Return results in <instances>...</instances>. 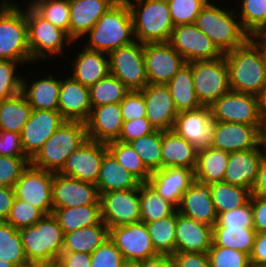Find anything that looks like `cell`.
<instances>
[{
	"label": "cell",
	"mask_w": 266,
	"mask_h": 267,
	"mask_svg": "<svg viewBox=\"0 0 266 267\" xmlns=\"http://www.w3.org/2000/svg\"><path fill=\"white\" fill-rule=\"evenodd\" d=\"M230 90L257 95L266 86V41L250 37L224 54Z\"/></svg>",
	"instance_id": "1"
},
{
	"label": "cell",
	"mask_w": 266,
	"mask_h": 267,
	"mask_svg": "<svg viewBox=\"0 0 266 267\" xmlns=\"http://www.w3.org/2000/svg\"><path fill=\"white\" fill-rule=\"evenodd\" d=\"M85 48L110 54L113 50L135 41L133 21L128 3L118 0L85 35Z\"/></svg>",
	"instance_id": "2"
},
{
	"label": "cell",
	"mask_w": 266,
	"mask_h": 267,
	"mask_svg": "<svg viewBox=\"0 0 266 267\" xmlns=\"http://www.w3.org/2000/svg\"><path fill=\"white\" fill-rule=\"evenodd\" d=\"M219 3L209 0L194 24L225 54L243 45L251 36L242 27L235 8H223Z\"/></svg>",
	"instance_id": "3"
},
{
	"label": "cell",
	"mask_w": 266,
	"mask_h": 267,
	"mask_svg": "<svg viewBox=\"0 0 266 267\" xmlns=\"http://www.w3.org/2000/svg\"><path fill=\"white\" fill-rule=\"evenodd\" d=\"M131 11L135 41L168 42L175 25L167 0H125Z\"/></svg>",
	"instance_id": "4"
},
{
	"label": "cell",
	"mask_w": 266,
	"mask_h": 267,
	"mask_svg": "<svg viewBox=\"0 0 266 267\" xmlns=\"http://www.w3.org/2000/svg\"><path fill=\"white\" fill-rule=\"evenodd\" d=\"M24 8L15 1L0 0V59L33 64Z\"/></svg>",
	"instance_id": "5"
},
{
	"label": "cell",
	"mask_w": 266,
	"mask_h": 267,
	"mask_svg": "<svg viewBox=\"0 0 266 267\" xmlns=\"http://www.w3.org/2000/svg\"><path fill=\"white\" fill-rule=\"evenodd\" d=\"M87 139L85 122L66 120L30 159V164L58 173L69 155Z\"/></svg>",
	"instance_id": "6"
},
{
	"label": "cell",
	"mask_w": 266,
	"mask_h": 267,
	"mask_svg": "<svg viewBox=\"0 0 266 267\" xmlns=\"http://www.w3.org/2000/svg\"><path fill=\"white\" fill-rule=\"evenodd\" d=\"M28 261L58 260L64 245V233L53 214L44 215L34 226L19 230Z\"/></svg>",
	"instance_id": "7"
},
{
	"label": "cell",
	"mask_w": 266,
	"mask_h": 267,
	"mask_svg": "<svg viewBox=\"0 0 266 267\" xmlns=\"http://www.w3.org/2000/svg\"><path fill=\"white\" fill-rule=\"evenodd\" d=\"M28 25V45L31 61L50 59L51 56L65 54L66 45L73 46L68 34L41 17L28 3L26 4Z\"/></svg>",
	"instance_id": "8"
},
{
	"label": "cell",
	"mask_w": 266,
	"mask_h": 267,
	"mask_svg": "<svg viewBox=\"0 0 266 267\" xmlns=\"http://www.w3.org/2000/svg\"><path fill=\"white\" fill-rule=\"evenodd\" d=\"M192 77L197 98L203 106H210L230 91L224 55L212 60L193 61Z\"/></svg>",
	"instance_id": "9"
},
{
	"label": "cell",
	"mask_w": 266,
	"mask_h": 267,
	"mask_svg": "<svg viewBox=\"0 0 266 267\" xmlns=\"http://www.w3.org/2000/svg\"><path fill=\"white\" fill-rule=\"evenodd\" d=\"M110 74L119 79L130 91L142 90L148 85L144 62V44H132L109 54Z\"/></svg>",
	"instance_id": "10"
},
{
	"label": "cell",
	"mask_w": 266,
	"mask_h": 267,
	"mask_svg": "<svg viewBox=\"0 0 266 267\" xmlns=\"http://www.w3.org/2000/svg\"><path fill=\"white\" fill-rule=\"evenodd\" d=\"M53 180V172L29 164L13 187L15 197L32 204L45 215L52 214Z\"/></svg>",
	"instance_id": "11"
},
{
	"label": "cell",
	"mask_w": 266,
	"mask_h": 267,
	"mask_svg": "<svg viewBox=\"0 0 266 267\" xmlns=\"http://www.w3.org/2000/svg\"><path fill=\"white\" fill-rule=\"evenodd\" d=\"M99 202L101 219L109 228L141 222L140 186L103 193Z\"/></svg>",
	"instance_id": "12"
},
{
	"label": "cell",
	"mask_w": 266,
	"mask_h": 267,
	"mask_svg": "<svg viewBox=\"0 0 266 267\" xmlns=\"http://www.w3.org/2000/svg\"><path fill=\"white\" fill-rule=\"evenodd\" d=\"M209 107L212 119L217 122L261 125L256 95L230 90Z\"/></svg>",
	"instance_id": "13"
},
{
	"label": "cell",
	"mask_w": 266,
	"mask_h": 267,
	"mask_svg": "<svg viewBox=\"0 0 266 267\" xmlns=\"http://www.w3.org/2000/svg\"><path fill=\"white\" fill-rule=\"evenodd\" d=\"M168 43L187 63L212 60L224 55L194 23L175 26Z\"/></svg>",
	"instance_id": "14"
},
{
	"label": "cell",
	"mask_w": 266,
	"mask_h": 267,
	"mask_svg": "<svg viewBox=\"0 0 266 267\" xmlns=\"http://www.w3.org/2000/svg\"><path fill=\"white\" fill-rule=\"evenodd\" d=\"M107 152L106 143L87 139L69 155L58 173L96 184L104 155Z\"/></svg>",
	"instance_id": "15"
},
{
	"label": "cell",
	"mask_w": 266,
	"mask_h": 267,
	"mask_svg": "<svg viewBox=\"0 0 266 267\" xmlns=\"http://www.w3.org/2000/svg\"><path fill=\"white\" fill-rule=\"evenodd\" d=\"M144 62L149 84L166 85L187 63L168 43H145Z\"/></svg>",
	"instance_id": "16"
},
{
	"label": "cell",
	"mask_w": 266,
	"mask_h": 267,
	"mask_svg": "<svg viewBox=\"0 0 266 267\" xmlns=\"http://www.w3.org/2000/svg\"><path fill=\"white\" fill-rule=\"evenodd\" d=\"M109 238L121 251L125 261L136 263L158 255L144 222L110 227Z\"/></svg>",
	"instance_id": "17"
},
{
	"label": "cell",
	"mask_w": 266,
	"mask_h": 267,
	"mask_svg": "<svg viewBox=\"0 0 266 267\" xmlns=\"http://www.w3.org/2000/svg\"><path fill=\"white\" fill-rule=\"evenodd\" d=\"M215 127L216 120L212 119L210 107L202 106L179 112L172 130L200 150L210 146Z\"/></svg>",
	"instance_id": "18"
},
{
	"label": "cell",
	"mask_w": 266,
	"mask_h": 267,
	"mask_svg": "<svg viewBox=\"0 0 266 267\" xmlns=\"http://www.w3.org/2000/svg\"><path fill=\"white\" fill-rule=\"evenodd\" d=\"M100 195L94 183L54 173L53 208L100 205Z\"/></svg>",
	"instance_id": "19"
},
{
	"label": "cell",
	"mask_w": 266,
	"mask_h": 267,
	"mask_svg": "<svg viewBox=\"0 0 266 267\" xmlns=\"http://www.w3.org/2000/svg\"><path fill=\"white\" fill-rule=\"evenodd\" d=\"M261 128L262 125L216 121L210 146L229 153L261 148Z\"/></svg>",
	"instance_id": "20"
},
{
	"label": "cell",
	"mask_w": 266,
	"mask_h": 267,
	"mask_svg": "<svg viewBox=\"0 0 266 267\" xmlns=\"http://www.w3.org/2000/svg\"><path fill=\"white\" fill-rule=\"evenodd\" d=\"M64 121L59 111L33 109L20 133L25 155L31 159Z\"/></svg>",
	"instance_id": "21"
},
{
	"label": "cell",
	"mask_w": 266,
	"mask_h": 267,
	"mask_svg": "<svg viewBox=\"0 0 266 267\" xmlns=\"http://www.w3.org/2000/svg\"><path fill=\"white\" fill-rule=\"evenodd\" d=\"M123 125L120 103L93 107L85 121L87 138L100 143L117 141Z\"/></svg>",
	"instance_id": "22"
},
{
	"label": "cell",
	"mask_w": 266,
	"mask_h": 267,
	"mask_svg": "<svg viewBox=\"0 0 266 267\" xmlns=\"http://www.w3.org/2000/svg\"><path fill=\"white\" fill-rule=\"evenodd\" d=\"M146 118L157 130H172L178 111L169 89L162 84H148L142 90Z\"/></svg>",
	"instance_id": "23"
},
{
	"label": "cell",
	"mask_w": 266,
	"mask_h": 267,
	"mask_svg": "<svg viewBox=\"0 0 266 267\" xmlns=\"http://www.w3.org/2000/svg\"><path fill=\"white\" fill-rule=\"evenodd\" d=\"M177 212L213 227L216 223L217 213L211 199V184L194 179L183 193Z\"/></svg>",
	"instance_id": "24"
},
{
	"label": "cell",
	"mask_w": 266,
	"mask_h": 267,
	"mask_svg": "<svg viewBox=\"0 0 266 267\" xmlns=\"http://www.w3.org/2000/svg\"><path fill=\"white\" fill-rule=\"evenodd\" d=\"M118 0H69V38L74 42L82 40L95 26L98 19Z\"/></svg>",
	"instance_id": "25"
},
{
	"label": "cell",
	"mask_w": 266,
	"mask_h": 267,
	"mask_svg": "<svg viewBox=\"0 0 266 267\" xmlns=\"http://www.w3.org/2000/svg\"><path fill=\"white\" fill-rule=\"evenodd\" d=\"M66 77L60 79L58 111L65 120L85 122L92 110L89 87Z\"/></svg>",
	"instance_id": "26"
},
{
	"label": "cell",
	"mask_w": 266,
	"mask_h": 267,
	"mask_svg": "<svg viewBox=\"0 0 266 267\" xmlns=\"http://www.w3.org/2000/svg\"><path fill=\"white\" fill-rule=\"evenodd\" d=\"M213 227L186 217L176 210V252L208 253Z\"/></svg>",
	"instance_id": "27"
},
{
	"label": "cell",
	"mask_w": 266,
	"mask_h": 267,
	"mask_svg": "<svg viewBox=\"0 0 266 267\" xmlns=\"http://www.w3.org/2000/svg\"><path fill=\"white\" fill-rule=\"evenodd\" d=\"M194 179V170L192 169L179 167L161 168L152 173L148 183L160 196L177 208L183 193Z\"/></svg>",
	"instance_id": "28"
},
{
	"label": "cell",
	"mask_w": 266,
	"mask_h": 267,
	"mask_svg": "<svg viewBox=\"0 0 266 267\" xmlns=\"http://www.w3.org/2000/svg\"><path fill=\"white\" fill-rule=\"evenodd\" d=\"M262 148L230 152L223 182L251 191L258 174Z\"/></svg>",
	"instance_id": "29"
},
{
	"label": "cell",
	"mask_w": 266,
	"mask_h": 267,
	"mask_svg": "<svg viewBox=\"0 0 266 267\" xmlns=\"http://www.w3.org/2000/svg\"><path fill=\"white\" fill-rule=\"evenodd\" d=\"M72 62L70 76L87 87L96 84L110 73L109 55L99 51L84 47Z\"/></svg>",
	"instance_id": "30"
},
{
	"label": "cell",
	"mask_w": 266,
	"mask_h": 267,
	"mask_svg": "<svg viewBox=\"0 0 266 267\" xmlns=\"http://www.w3.org/2000/svg\"><path fill=\"white\" fill-rule=\"evenodd\" d=\"M197 149L173 130H162L161 168L195 170Z\"/></svg>",
	"instance_id": "31"
},
{
	"label": "cell",
	"mask_w": 266,
	"mask_h": 267,
	"mask_svg": "<svg viewBox=\"0 0 266 267\" xmlns=\"http://www.w3.org/2000/svg\"><path fill=\"white\" fill-rule=\"evenodd\" d=\"M53 76L49 73L45 78L39 77L40 79H34L30 82L29 80L26 81V77L23 76L22 93L32 109L58 111L60 79Z\"/></svg>",
	"instance_id": "32"
},
{
	"label": "cell",
	"mask_w": 266,
	"mask_h": 267,
	"mask_svg": "<svg viewBox=\"0 0 266 267\" xmlns=\"http://www.w3.org/2000/svg\"><path fill=\"white\" fill-rule=\"evenodd\" d=\"M99 195L110 191L139 188L141 182L129 173L108 151L103 158L98 180L95 184Z\"/></svg>",
	"instance_id": "33"
},
{
	"label": "cell",
	"mask_w": 266,
	"mask_h": 267,
	"mask_svg": "<svg viewBox=\"0 0 266 267\" xmlns=\"http://www.w3.org/2000/svg\"><path fill=\"white\" fill-rule=\"evenodd\" d=\"M179 112L196 110L203 105L197 98L192 77V62L186 63L166 84Z\"/></svg>",
	"instance_id": "34"
},
{
	"label": "cell",
	"mask_w": 266,
	"mask_h": 267,
	"mask_svg": "<svg viewBox=\"0 0 266 267\" xmlns=\"http://www.w3.org/2000/svg\"><path fill=\"white\" fill-rule=\"evenodd\" d=\"M229 152L207 147L197 151L195 179L212 184L222 182L227 168Z\"/></svg>",
	"instance_id": "35"
},
{
	"label": "cell",
	"mask_w": 266,
	"mask_h": 267,
	"mask_svg": "<svg viewBox=\"0 0 266 267\" xmlns=\"http://www.w3.org/2000/svg\"><path fill=\"white\" fill-rule=\"evenodd\" d=\"M108 237L109 227L101 220L98 224L64 234L62 252L92 254Z\"/></svg>",
	"instance_id": "36"
},
{
	"label": "cell",
	"mask_w": 266,
	"mask_h": 267,
	"mask_svg": "<svg viewBox=\"0 0 266 267\" xmlns=\"http://www.w3.org/2000/svg\"><path fill=\"white\" fill-rule=\"evenodd\" d=\"M52 214L64 234L86 226L98 224L102 220L100 205L53 208Z\"/></svg>",
	"instance_id": "37"
},
{
	"label": "cell",
	"mask_w": 266,
	"mask_h": 267,
	"mask_svg": "<svg viewBox=\"0 0 266 267\" xmlns=\"http://www.w3.org/2000/svg\"><path fill=\"white\" fill-rule=\"evenodd\" d=\"M32 107L20 92L0 101V130L21 133L30 118Z\"/></svg>",
	"instance_id": "38"
},
{
	"label": "cell",
	"mask_w": 266,
	"mask_h": 267,
	"mask_svg": "<svg viewBox=\"0 0 266 267\" xmlns=\"http://www.w3.org/2000/svg\"><path fill=\"white\" fill-rule=\"evenodd\" d=\"M177 208L160 196L149 183L140 185L141 222L149 223L171 216Z\"/></svg>",
	"instance_id": "39"
},
{
	"label": "cell",
	"mask_w": 266,
	"mask_h": 267,
	"mask_svg": "<svg viewBox=\"0 0 266 267\" xmlns=\"http://www.w3.org/2000/svg\"><path fill=\"white\" fill-rule=\"evenodd\" d=\"M27 261L19 230L0 221V267H15Z\"/></svg>",
	"instance_id": "40"
},
{
	"label": "cell",
	"mask_w": 266,
	"mask_h": 267,
	"mask_svg": "<svg viewBox=\"0 0 266 267\" xmlns=\"http://www.w3.org/2000/svg\"><path fill=\"white\" fill-rule=\"evenodd\" d=\"M256 234L254 228L213 227L212 242L216 246L232 248L250 256Z\"/></svg>",
	"instance_id": "41"
},
{
	"label": "cell",
	"mask_w": 266,
	"mask_h": 267,
	"mask_svg": "<svg viewBox=\"0 0 266 267\" xmlns=\"http://www.w3.org/2000/svg\"><path fill=\"white\" fill-rule=\"evenodd\" d=\"M251 197L249 189L226 182L211 184V199L217 214L245 205Z\"/></svg>",
	"instance_id": "42"
},
{
	"label": "cell",
	"mask_w": 266,
	"mask_h": 267,
	"mask_svg": "<svg viewBox=\"0 0 266 267\" xmlns=\"http://www.w3.org/2000/svg\"><path fill=\"white\" fill-rule=\"evenodd\" d=\"M145 224L157 254L176 253V211L167 218Z\"/></svg>",
	"instance_id": "43"
},
{
	"label": "cell",
	"mask_w": 266,
	"mask_h": 267,
	"mask_svg": "<svg viewBox=\"0 0 266 267\" xmlns=\"http://www.w3.org/2000/svg\"><path fill=\"white\" fill-rule=\"evenodd\" d=\"M237 17L251 37H261L266 32V0H239ZM240 9V10H239Z\"/></svg>",
	"instance_id": "44"
},
{
	"label": "cell",
	"mask_w": 266,
	"mask_h": 267,
	"mask_svg": "<svg viewBox=\"0 0 266 267\" xmlns=\"http://www.w3.org/2000/svg\"><path fill=\"white\" fill-rule=\"evenodd\" d=\"M130 90L112 74L89 87L91 107L120 103Z\"/></svg>",
	"instance_id": "45"
},
{
	"label": "cell",
	"mask_w": 266,
	"mask_h": 267,
	"mask_svg": "<svg viewBox=\"0 0 266 267\" xmlns=\"http://www.w3.org/2000/svg\"><path fill=\"white\" fill-rule=\"evenodd\" d=\"M108 151L115 159L141 183H148L152 172L145 166L142 159L129 143L112 141L107 143Z\"/></svg>",
	"instance_id": "46"
},
{
	"label": "cell",
	"mask_w": 266,
	"mask_h": 267,
	"mask_svg": "<svg viewBox=\"0 0 266 267\" xmlns=\"http://www.w3.org/2000/svg\"><path fill=\"white\" fill-rule=\"evenodd\" d=\"M27 3L41 17L64 30L69 36V0H30Z\"/></svg>",
	"instance_id": "47"
},
{
	"label": "cell",
	"mask_w": 266,
	"mask_h": 267,
	"mask_svg": "<svg viewBox=\"0 0 266 267\" xmlns=\"http://www.w3.org/2000/svg\"><path fill=\"white\" fill-rule=\"evenodd\" d=\"M129 144L152 173L161 169L162 130L156 129L148 135L129 142Z\"/></svg>",
	"instance_id": "48"
},
{
	"label": "cell",
	"mask_w": 266,
	"mask_h": 267,
	"mask_svg": "<svg viewBox=\"0 0 266 267\" xmlns=\"http://www.w3.org/2000/svg\"><path fill=\"white\" fill-rule=\"evenodd\" d=\"M45 214L32 204L15 198L6 223L20 230L34 226Z\"/></svg>",
	"instance_id": "49"
},
{
	"label": "cell",
	"mask_w": 266,
	"mask_h": 267,
	"mask_svg": "<svg viewBox=\"0 0 266 267\" xmlns=\"http://www.w3.org/2000/svg\"><path fill=\"white\" fill-rule=\"evenodd\" d=\"M211 267H251L250 256L244 252L216 246L213 242L208 251Z\"/></svg>",
	"instance_id": "50"
},
{
	"label": "cell",
	"mask_w": 266,
	"mask_h": 267,
	"mask_svg": "<svg viewBox=\"0 0 266 267\" xmlns=\"http://www.w3.org/2000/svg\"><path fill=\"white\" fill-rule=\"evenodd\" d=\"M19 64L23 65V63L0 59V101L22 92L23 76H19L16 70L20 67Z\"/></svg>",
	"instance_id": "51"
},
{
	"label": "cell",
	"mask_w": 266,
	"mask_h": 267,
	"mask_svg": "<svg viewBox=\"0 0 266 267\" xmlns=\"http://www.w3.org/2000/svg\"><path fill=\"white\" fill-rule=\"evenodd\" d=\"M209 0H167L175 26L195 23L196 17Z\"/></svg>",
	"instance_id": "52"
},
{
	"label": "cell",
	"mask_w": 266,
	"mask_h": 267,
	"mask_svg": "<svg viewBox=\"0 0 266 267\" xmlns=\"http://www.w3.org/2000/svg\"><path fill=\"white\" fill-rule=\"evenodd\" d=\"M213 227L254 228L251 197L245 205L217 214L216 223Z\"/></svg>",
	"instance_id": "53"
},
{
	"label": "cell",
	"mask_w": 266,
	"mask_h": 267,
	"mask_svg": "<svg viewBox=\"0 0 266 267\" xmlns=\"http://www.w3.org/2000/svg\"><path fill=\"white\" fill-rule=\"evenodd\" d=\"M29 164L30 159L28 157L0 155V186L13 188Z\"/></svg>",
	"instance_id": "54"
},
{
	"label": "cell",
	"mask_w": 266,
	"mask_h": 267,
	"mask_svg": "<svg viewBox=\"0 0 266 267\" xmlns=\"http://www.w3.org/2000/svg\"><path fill=\"white\" fill-rule=\"evenodd\" d=\"M123 262L121 251L109 237L91 254V267H120Z\"/></svg>",
	"instance_id": "55"
},
{
	"label": "cell",
	"mask_w": 266,
	"mask_h": 267,
	"mask_svg": "<svg viewBox=\"0 0 266 267\" xmlns=\"http://www.w3.org/2000/svg\"><path fill=\"white\" fill-rule=\"evenodd\" d=\"M123 121L146 117V106L140 90L129 91L120 102Z\"/></svg>",
	"instance_id": "56"
},
{
	"label": "cell",
	"mask_w": 266,
	"mask_h": 267,
	"mask_svg": "<svg viewBox=\"0 0 266 267\" xmlns=\"http://www.w3.org/2000/svg\"><path fill=\"white\" fill-rule=\"evenodd\" d=\"M155 130V127L146 117L123 121L122 129L117 141L129 143L142 136L148 135Z\"/></svg>",
	"instance_id": "57"
},
{
	"label": "cell",
	"mask_w": 266,
	"mask_h": 267,
	"mask_svg": "<svg viewBox=\"0 0 266 267\" xmlns=\"http://www.w3.org/2000/svg\"><path fill=\"white\" fill-rule=\"evenodd\" d=\"M0 155L9 157H27L22 149L20 133L0 130Z\"/></svg>",
	"instance_id": "58"
},
{
	"label": "cell",
	"mask_w": 266,
	"mask_h": 267,
	"mask_svg": "<svg viewBox=\"0 0 266 267\" xmlns=\"http://www.w3.org/2000/svg\"><path fill=\"white\" fill-rule=\"evenodd\" d=\"M172 257L175 267H211L208 253L176 252Z\"/></svg>",
	"instance_id": "59"
},
{
	"label": "cell",
	"mask_w": 266,
	"mask_h": 267,
	"mask_svg": "<svg viewBox=\"0 0 266 267\" xmlns=\"http://www.w3.org/2000/svg\"><path fill=\"white\" fill-rule=\"evenodd\" d=\"M253 225L257 233H266V197L251 196Z\"/></svg>",
	"instance_id": "60"
},
{
	"label": "cell",
	"mask_w": 266,
	"mask_h": 267,
	"mask_svg": "<svg viewBox=\"0 0 266 267\" xmlns=\"http://www.w3.org/2000/svg\"><path fill=\"white\" fill-rule=\"evenodd\" d=\"M251 267H266V233H257L250 254Z\"/></svg>",
	"instance_id": "61"
},
{
	"label": "cell",
	"mask_w": 266,
	"mask_h": 267,
	"mask_svg": "<svg viewBox=\"0 0 266 267\" xmlns=\"http://www.w3.org/2000/svg\"><path fill=\"white\" fill-rule=\"evenodd\" d=\"M58 261L63 267H91V254L61 252Z\"/></svg>",
	"instance_id": "62"
},
{
	"label": "cell",
	"mask_w": 266,
	"mask_h": 267,
	"mask_svg": "<svg viewBox=\"0 0 266 267\" xmlns=\"http://www.w3.org/2000/svg\"><path fill=\"white\" fill-rule=\"evenodd\" d=\"M15 192L12 187L0 186V221H6L15 201Z\"/></svg>",
	"instance_id": "63"
},
{
	"label": "cell",
	"mask_w": 266,
	"mask_h": 267,
	"mask_svg": "<svg viewBox=\"0 0 266 267\" xmlns=\"http://www.w3.org/2000/svg\"><path fill=\"white\" fill-rule=\"evenodd\" d=\"M251 196L266 197V155L263 153L256 181L251 189Z\"/></svg>",
	"instance_id": "64"
},
{
	"label": "cell",
	"mask_w": 266,
	"mask_h": 267,
	"mask_svg": "<svg viewBox=\"0 0 266 267\" xmlns=\"http://www.w3.org/2000/svg\"><path fill=\"white\" fill-rule=\"evenodd\" d=\"M137 267H175L172 256L157 255L149 259L136 262Z\"/></svg>",
	"instance_id": "65"
},
{
	"label": "cell",
	"mask_w": 266,
	"mask_h": 267,
	"mask_svg": "<svg viewBox=\"0 0 266 267\" xmlns=\"http://www.w3.org/2000/svg\"><path fill=\"white\" fill-rule=\"evenodd\" d=\"M259 115L262 127L266 126V86L257 95Z\"/></svg>",
	"instance_id": "66"
},
{
	"label": "cell",
	"mask_w": 266,
	"mask_h": 267,
	"mask_svg": "<svg viewBox=\"0 0 266 267\" xmlns=\"http://www.w3.org/2000/svg\"><path fill=\"white\" fill-rule=\"evenodd\" d=\"M37 267H63L58 260L37 262Z\"/></svg>",
	"instance_id": "67"
},
{
	"label": "cell",
	"mask_w": 266,
	"mask_h": 267,
	"mask_svg": "<svg viewBox=\"0 0 266 267\" xmlns=\"http://www.w3.org/2000/svg\"><path fill=\"white\" fill-rule=\"evenodd\" d=\"M260 145H261V148H262L263 153L266 155V126H264V127L261 128Z\"/></svg>",
	"instance_id": "68"
},
{
	"label": "cell",
	"mask_w": 266,
	"mask_h": 267,
	"mask_svg": "<svg viewBox=\"0 0 266 267\" xmlns=\"http://www.w3.org/2000/svg\"><path fill=\"white\" fill-rule=\"evenodd\" d=\"M15 267H37V262L36 261H27L22 264H18Z\"/></svg>",
	"instance_id": "69"
},
{
	"label": "cell",
	"mask_w": 266,
	"mask_h": 267,
	"mask_svg": "<svg viewBox=\"0 0 266 267\" xmlns=\"http://www.w3.org/2000/svg\"><path fill=\"white\" fill-rule=\"evenodd\" d=\"M120 267H137V265L135 262L125 261Z\"/></svg>",
	"instance_id": "70"
},
{
	"label": "cell",
	"mask_w": 266,
	"mask_h": 267,
	"mask_svg": "<svg viewBox=\"0 0 266 267\" xmlns=\"http://www.w3.org/2000/svg\"><path fill=\"white\" fill-rule=\"evenodd\" d=\"M261 38L266 41V32L261 36Z\"/></svg>",
	"instance_id": "71"
}]
</instances>
